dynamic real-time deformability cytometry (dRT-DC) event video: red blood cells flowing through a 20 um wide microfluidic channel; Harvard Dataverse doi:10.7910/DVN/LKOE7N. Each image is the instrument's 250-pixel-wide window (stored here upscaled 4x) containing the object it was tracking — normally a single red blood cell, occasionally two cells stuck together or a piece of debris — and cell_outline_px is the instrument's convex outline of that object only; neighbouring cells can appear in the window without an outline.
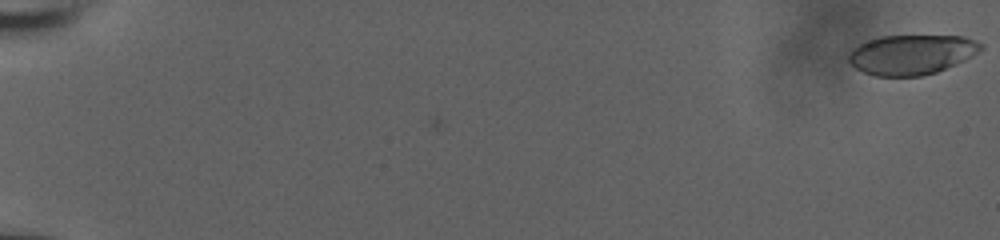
{"species": "human", "species_latin": "Homo sapiens", "temperature_condition": "room temperature", "stored_images_in_passage": 15, "camera_frame_rate_fps": 3000, "um_per_image_px": 0.085, "donor": {"sex": "male"}, "frame": {"image": 1, "passage_image": 1, "time_ms": 0.0, "image_size_px": [1000, 240], "cell_outline_px": [[984, 48], [972, 56], [956, 64], [936, 72], [924, 76], [876, 76], [864, 72], [856, 68], [848, 60], [848, 52], [852, 48], [868, 40], [880, 36], [964, 36], [976, 40], [984, 44]], "centroid_in_image_um": [77.5, 4.63], "position_along_channel_um": 7.5, "area_um2": 30.81}}